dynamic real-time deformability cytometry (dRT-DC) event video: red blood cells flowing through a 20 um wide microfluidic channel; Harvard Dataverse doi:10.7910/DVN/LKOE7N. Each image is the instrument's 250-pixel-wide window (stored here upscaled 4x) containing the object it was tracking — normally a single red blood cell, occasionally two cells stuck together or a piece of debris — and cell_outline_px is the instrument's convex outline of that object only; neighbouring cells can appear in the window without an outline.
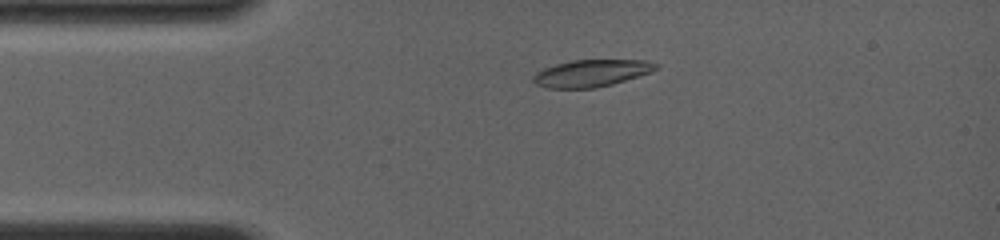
{"species": "common noctule bat (a hibernating species)", "species_latin": "Nyctalus noctula", "temperature_condition": "room temperature", "stored_images_in_passage": 16, "camera_frame_rate_fps": 4000, "um_per_image_px": 0.085, "animal": {"sex": "female", "body_mass_g": 19.0, "forearm_length_mm": 56.7}, "frame": {"image": 1, "passage_image": 4, "time_ms": 1.25, "image_size_px": [1000, 240], "cell_outline_px": [[660, 68], [652, 72], [612, 84], [596, 88], [548, 88], [536, 84], [532, 80], [532, 76], [536, 72], [544, 68], [556, 64], [572, 60], [648, 60], [660, 64]], "centroid_in_image_um": [50.31, 6.21], "position_along_channel_um": 34.7, "area_um2": 19.48}}
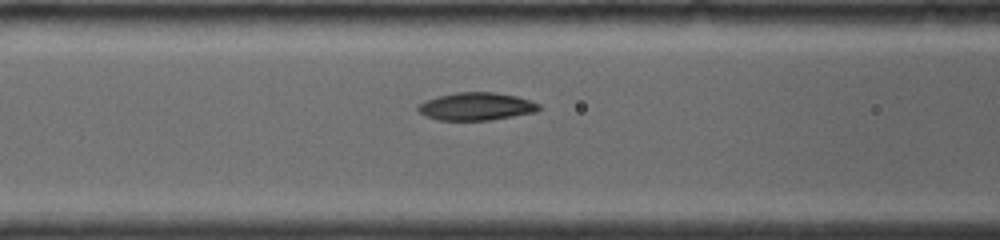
{"frame": {"image": 2, "passage_image": 11, "time_ms": 4.25, "image_size_px": [1000, 240], "cell_outline_px": [[540, 108], [536, 112], [492, 120], [436, 120], [420, 112], [416, 108], [416, 104], [440, 96], [456, 92], [492, 92], [516, 96], [540, 104]], "centroid_in_image_um": [40.48, 9.05], "position_along_channel_um": 126.1, "area_um2": 19.42}}
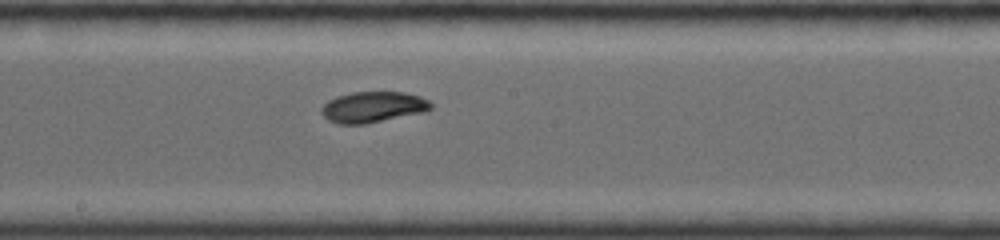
{"frame": {"image": 3, "passage_image": 16, "time_ms": 6.5, "image_size_px": [1000, 240], "cell_outline_px": [[432, 108], [424, 112], [368, 124], [336, 124], [328, 120], [320, 112], [320, 108], [328, 100], [336, 96], [352, 92], [404, 92], [420, 96], [428, 100], [432, 104]], "centroid_in_image_um": [31.68, 9.1], "position_along_channel_um": 216.5, "area_um2": 19.94}}